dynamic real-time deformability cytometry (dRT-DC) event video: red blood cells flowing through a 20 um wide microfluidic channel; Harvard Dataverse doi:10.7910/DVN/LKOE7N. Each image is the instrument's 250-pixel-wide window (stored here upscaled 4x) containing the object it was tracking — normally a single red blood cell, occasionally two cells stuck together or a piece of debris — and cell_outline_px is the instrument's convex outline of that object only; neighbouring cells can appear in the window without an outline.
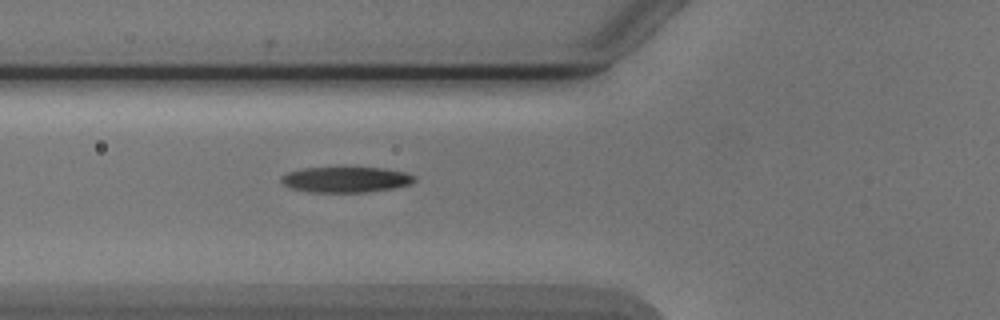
{"species": "Egyptian fruit bat (a non-hibernating species)", "species_latin": "Rousettus aegyptiacus", "temperature_condition": "cold", "stored_images_in_passage": 3, "camera_frame_rate_fps": 3000, "um_per_image_px": 0.085, "animal": {"sex": "male"}, "frame": {"image": 1, "passage_image": 3, "time_ms": 2.333, "image_size_px": [1000, 320], "cell_outline_px": [[416, 180], [408, 184], [392, 188], [368, 192], [308, 192], [288, 188], [280, 180], [280, 176], [288, 172], [304, 168], [384, 168], [408, 172], [416, 176]], "centroid_in_image_um": [29.38, 15.27], "position_along_channel_um": 96.4, "area_um2": 19.94}}